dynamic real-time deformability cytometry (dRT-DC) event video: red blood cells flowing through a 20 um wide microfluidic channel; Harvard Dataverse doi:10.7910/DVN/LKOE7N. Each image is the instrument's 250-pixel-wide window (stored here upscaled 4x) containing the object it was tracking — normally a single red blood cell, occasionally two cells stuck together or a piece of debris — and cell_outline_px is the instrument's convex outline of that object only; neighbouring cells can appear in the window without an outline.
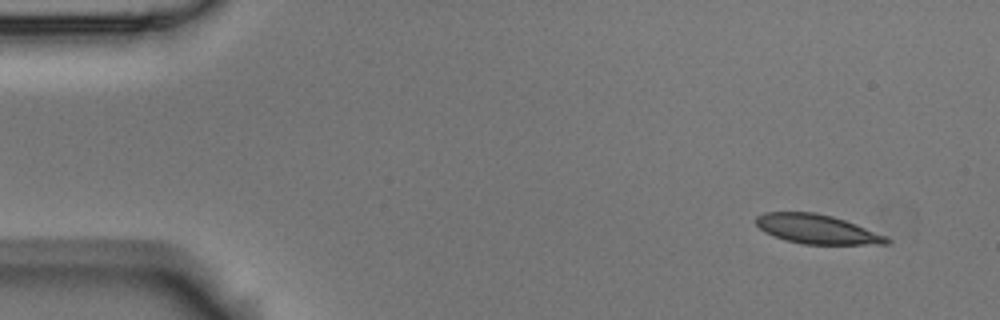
{"species": "Egyptian fruit bat (a non-hibernating species)", "species_latin": "Rousettus aegyptiacus", "temperature_condition": "room temperature", "stored_images_in_passage": 5, "segment_of_instrument_passage": [1, 2], "camera_frame_rate_fps": 3000, "um_per_image_px": 0.085, "animal": {"sex": "male"}, "frame": {"image": 1, "passage_image": 1, "time_ms": 0.0, "image_size_px": [1000, 320], "cell_outline_px": [[892, 240], [888, 244], [804, 244], [784, 240], [764, 232], [756, 224], [756, 216], [764, 212], [816, 212], [832, 216], [856, 224], [888, 236]], "centroid_in_image_um": [69.45, 19.48], "position_along_channel_um": 15.6, "area_um2": 22.37}}
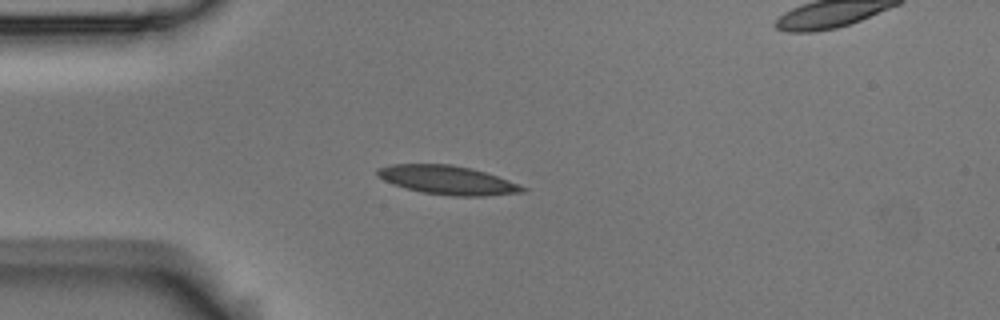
{"frame": {"image": 2, "passage_image": 4, "time_ms": 1.0, "image_size_px": [1000, 320], "cell_outline_px": [[528, 188], [524, 192], [484, 196], [452, 196], [420, 192], [404, 188], [392, 184], [376, 176], [376, 168], [392, 164], [452, 164], [472, 168], [520, 184]], "centroid_in_image_um": [38.01, 15.31], "position_along_channel_um": 47.0, "area_um2": 24.57}}